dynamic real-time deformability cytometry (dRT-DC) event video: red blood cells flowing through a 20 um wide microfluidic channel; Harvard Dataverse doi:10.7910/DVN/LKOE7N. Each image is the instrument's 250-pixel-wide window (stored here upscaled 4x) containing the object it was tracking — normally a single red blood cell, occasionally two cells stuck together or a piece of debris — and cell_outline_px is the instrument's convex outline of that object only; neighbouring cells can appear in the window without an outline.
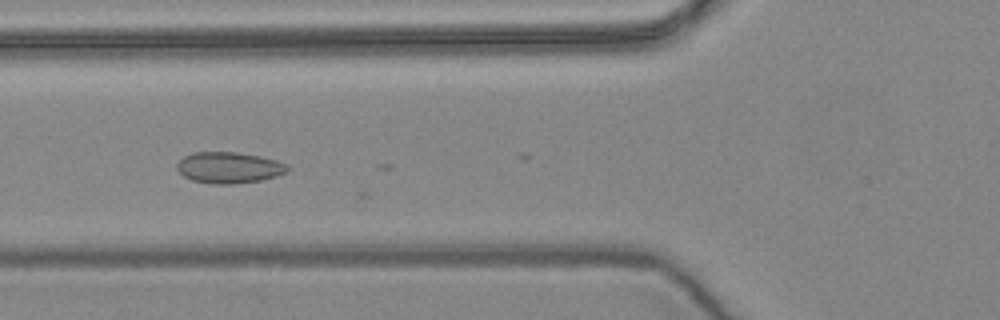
{"species": "common noctule bat (a hibernating species)", "species_latin": "Nyctalus noctula", "temperature_condition": "warm", "stored_images_in_passage": 8, "camera_frame_rate_fps": 3000, "um_per_image_px": 0.085, "animal": {"sex": "female", "body_mass_g": 24.6, "forearm_length_mm": 56.2}, "frame": {"image": 1, "passage_image": 6, "time_ms": 1.667, "image_size_px": [1000, 320], "cell_outline_px": [[288, 168], [284, 172], [276, 176], [260, 180], [232, 184], [212, 184], [192, 180], [184, 176], [176, 168], [176, 164], [184, 156], [192, 152], [236, 152], [260, 156], [276, 160], [288, 164]], "centroid_in_image_um": [19.43, 14.24], "position_along_channel_um": 106.4, "area_um2": 20.0}}
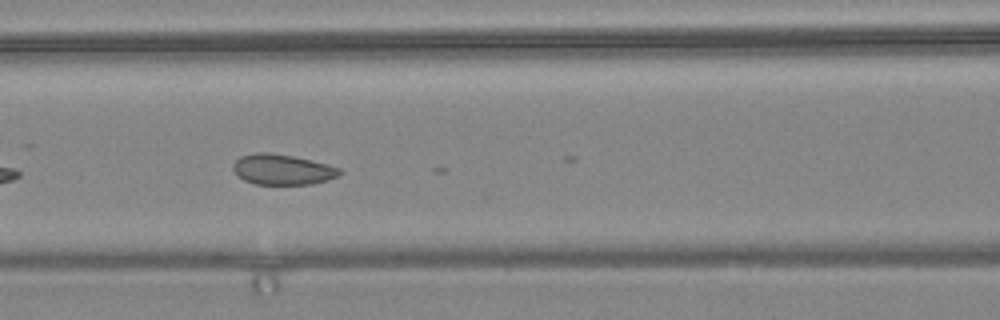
{"frame": {"image": 2, "passage_image": 7, "time_ms": 2.0, "image_size_px": [1000, 320], "cell_outline_px": [[344, 172], [336, 176], [312, 184], [256, 184], [244, 180], [232, 168], [232, 164], [240, 156], [256, 152], [268, 152], [292, 156], [328, 164], [340, 168]], "centroid_in_image_um": [23.99, 14.4], "position_along_channel_um": 142.6, "area_um2": 18.73}}